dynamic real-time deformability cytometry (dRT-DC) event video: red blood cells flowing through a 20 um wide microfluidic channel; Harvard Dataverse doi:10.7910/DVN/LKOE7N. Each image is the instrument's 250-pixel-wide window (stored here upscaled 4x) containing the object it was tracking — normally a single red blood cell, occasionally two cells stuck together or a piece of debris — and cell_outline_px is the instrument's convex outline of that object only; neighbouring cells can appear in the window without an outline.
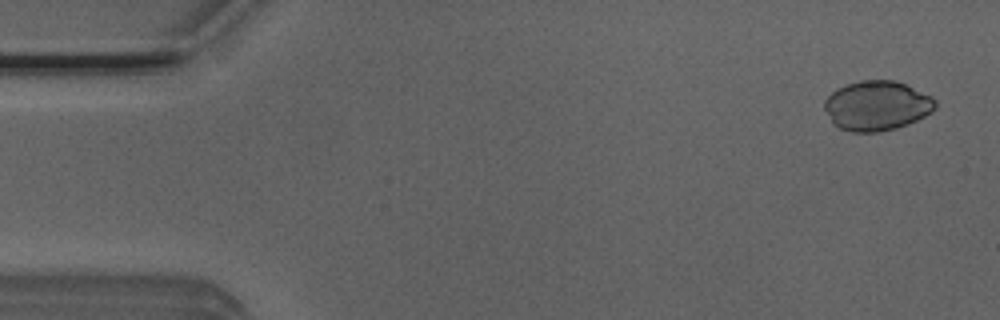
{"species": "Egyptian fruit bat (a non-hibernating species)", "species_latin": "Rousettus aegyptiacus", "temperature_condition": "room temperature", "stored_images_in_passage": 40, "camera_frame_rate_fps": 3000, "um_per_image_px": 0.085, "animal": {"sex": "male"}, "frame": {"image": 1, "passage_image": 2, "time_ms": 0.333, "image_size_px": [1000, 320], "cell_outline_px": [[936, 108], [932, 112], [908, 124], [896, 128], [880, 132], [852, 132], [840, 128], [832, 124], [824, 108], [824, 100], [836, 88], [860, 80], [896, 80], [932, 96], [936, 100]], "centroid_in_image_um": [74.53, 8.98], "position_along_channel_um": 10.5, "area_um2": 32.31}}
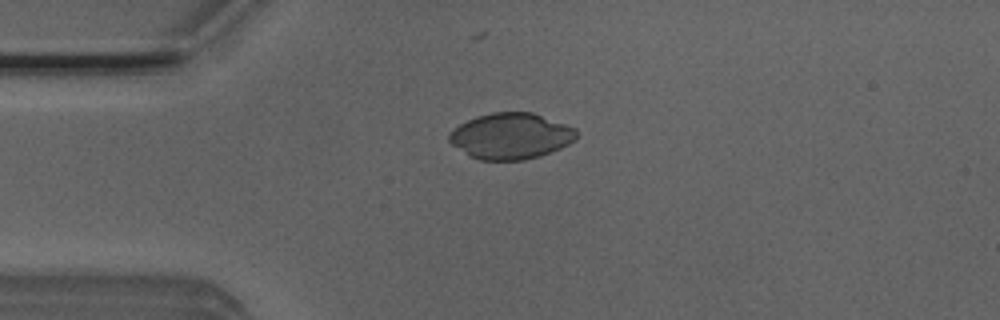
{"frame": {"image": 2, "passage_image": 12, "time_ms": 3.667, "image_size_px": [1000, 320], "cell_outline_px": [[576, 140], [560, 148], [540, 156], [524, 160], [480, 160], [472, 156], [452, 144], [448, 140], [448, 136], [460, 124], [476, 116], [492, 112], [532, 112], [576, 128]], "centroid_in_image_um": [43.45, 11.56], "position_along_channel_um": 41.6, "area_um2": 33.81}}